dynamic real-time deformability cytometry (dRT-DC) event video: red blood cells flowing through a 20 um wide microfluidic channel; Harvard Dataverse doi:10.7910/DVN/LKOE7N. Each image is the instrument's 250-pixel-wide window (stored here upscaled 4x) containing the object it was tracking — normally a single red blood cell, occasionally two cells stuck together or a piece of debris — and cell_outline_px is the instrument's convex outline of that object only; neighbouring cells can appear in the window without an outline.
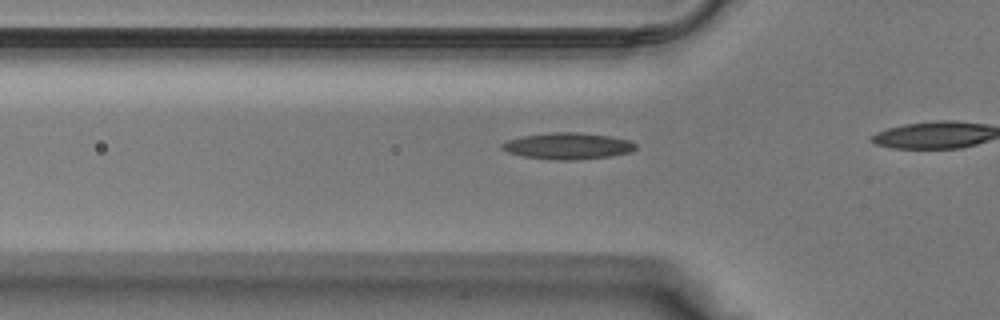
{"species": "Egyptian fruit bat (a non-hibernating species)", "species_latin": "Rousettus aegyptiacus", "temperature_condition": "warm", "stored_images_in_passage": 4, "camera_frame_rate_fps": 3000, "um_per_image_px": 0.085, "animal": {"sex": "male"}, "frame": {"image": 1, "passage_image": 2, "time_ms": 0.333, "image_size_px": [1000, 320], "cell_outline_px": [[636, 148], [632, 152], [612, 156], [572, 160], [560, 160], [524, 156], [508, 152], [500, 148], [500, 144], [508, 140], [524, 136], [552, 132], [576, 132], [608, 136], [628, 140], [636, 144]], "centroid_in_image_um": [48.27, 12.41], "position_along_channel_um": 77.5, "area_um2": 20.4}}